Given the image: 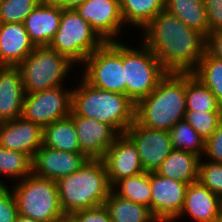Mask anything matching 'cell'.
<instances>
[{
	"mask_svg": "<svg viewBox=\"0 0 222 222\" xmlns=\"http://www.w3.org/2000/svg\"><path fill=\"white\" fill-rule=\"evenodd\" d=\"M143 31V43L167 73H193L206 52V37L166 10Z\"/></svg>",
	"mask_w": 222,
	"mask_h": 222,
	"instance_id": "6da1fadb",
	"label": "cell"
},
{
	"mask_svg": "<svg viewBox=\"0 0 222 222\" xmlns=\"http://www.w3.org/2000/svg\"><path fill=\"white\" fill-rule=\"evenodd\" d=\"M186 73H167L136 103L135 120L150 129L170 130L186 112Z\"/></svg>",
	"mask_w": 222,
	"mask_h": 222,
	"instance_id": "7a4b0ae2",
	"label": "cell"
},
{
	"mask_svg": "<svg viewBox=\"0 0 222 222\" xmlns=\"http://www.w3.org/2000/svg\"><path fill=\"white\" fill-rule=\"evenodd\" d=\"M61 208L71 213L104 205L112 191L102 159H87L78 171L56 181Z\"/></svg>",
	"mask_w": 222,
	"mask_h": 222,
	"instance_id": "3957f363",
	"label": "cell"
},
{
	"mask_svg": "<svg viewBox=\"0 0 222 222\" xmlns=\"http://www.w3.org/2000/svg\"><path fill=\"white\" fill-rule=\"evenodd\" d=\"M82 80L78 88L70 89L71 110L76 115L107 123L124 134L135 121L136 104L125 94L105 91Z\"/></svg>",
	"mask_w": 222,
	"mask_h": 222,
	"instance_id": "277c9868",
	"label": "cell"
},
{
	"mask_svg": "<svg viewBox=\"0 0 222 222\" xmlns=\"http://www.w3.org/2000/svg\"><path fill=\"white\" fill-rule=\"evenodd\" d=\"M18 212L39 222H61L67 219L59 201L55 181L31 173L12 189Z\"/></svg>",
	"mask_w": 222,
	"mask_h": 222,
	"instance_id": "5b68a950",
	"label": "cell"
},
{
	"mask_svg": "<svg viewBox=\"0 0 222 222\" xmlns=\"http://www.w3.org/2000/svg\"><path fill=\"white\" fill-rule=\"evenodd\" d=\"M74 65L66 56L50 46L35 49L17 66L21 72L26 93L63 86V77Z\"/></svg>",
	"mask_w": 222,
	"mask_h": 222,
	"instance_id": "8992f818",
	"label": "cell"
},
{
	"mask_svg": "<svg viewBox=\"0 0 222 222\" xmlns=\"http://www.w3.org/2000/svg\"><path fill=\"white\" fill-rule=\"evenodd\" d=\"M104 41L73 9H62L60 25L50 47L73 63H84L86 58Z\"/></svg>",
	"mask_w": 222,
	"mask_h": 222,
	"instance_id": "52a82bcc",
	"label": "cell"
},
{
	"mask_svg": "<svg viewBox=\"0 0 222 222\" xmlns=\"http://www.w3.org/2000/svg\"><path fill=\"white\" fill-rule=\"evenodd\" d=\"M140 49L123 45L126 96L135 104L148 96L167 74L158 58L144 43Z\"/></svg>",
	"mask_w": 222,
	"mask_h": 222,
	"instance_id": "ba28073f",
	"label": "cell"
},
{
	"mask_svg": "<svg viewBox=\"0 0 222 222\" xmlns=\"http://www.w3.org/2000/svg\"><path fill=\"white\" fill-rule=\"evenodd\" d=\"M84 66L83 78L90 85L126 95L122 43L104 42L86 58Z\"/></svg>",
	"mask_w": 222,
	"mask_h": 222,
	"instance_id": "9c48e42d",
	"label": "cell"
},
{
	"mask_svg": "<svg viewBox=\"0 0 222 222\" xmlns=\"http://www.w3.org/2000/svg\"><path fill=\"white\" fill-rule=\"evenodd\" d=\"M72 91L62 86L26 93L23 101L22 117L39 124L42 128L70 116Z\"/></svg>",
	"mask_w": 222,
	"mask_h": 222,
	"instance_id": "30bf717a",
	"label": "cell"
},
{
	"mask_svg": "<svg viewBox=\"0 0 222 222\" xmlns=\"http://www.w3.org/2000/svg\"><path fill=\"white\" fill-rule=\"evenodd\" d=\"M124 134L136 146L145 172H155L173 150L168 130L150 129L135 120Z\"/></svg>",
	"mask_w": 222,
	"mask_h": 222,
	"instance_id": "8fae6325",
	"label": "cell"
},
{
	"mask_svg": "<svg viewBox=\"0 0 222 222\" xmlns=\"http://www.w3.org/2000/svg\"><path fill=\"white\" fill-rule=\"evenodd\" d=\"M188 185L160 176L156 172H150L151 214L153 217L163 222L179 219Z\"/></svg>",
	"mask_w": 222,
	"mask_h": 222,
	"instance_id": "7c38bea8",
	"label": "cell"
},
{
	"mask_svg": "<svg viewBox=\"0 0 222 222\" xmlns=\"http://www.w3.org/2000/svg\"><path fill=\"white\" fill-rule=\"evenodd\" d=\"M75 10L104 42L115 41L113 37L118 35L125 24L120 0H87Z\"/></svg>",
	"mask_w": 222,
	"mask_h": 222,
	"instance_id": "4fadbf2b",
	"label": "cell"
},
{
	"mask_svg": "<svg viewBox=\"0 0 222 222\" xmlns=\"http://www.w3.org/2000/svg\"><path fill=\"white\" fill-rule=\"evenodd\" d=\"M73 119L81 151L89 159H102L108 147L120 135L107 123L76 115L72 110Z\"/></svg>",
	"mask_w": 222,
	"mask_h": 222,
	"instance_id": "5bb4252c",
	"label": "cell"
},
{
	"mask_svg": "<svg viewBox=\"0 0 222 222\" xmlns=\"http://www.w3.org/2000/svg\"><path fill=\"white\" fill-rule=\"evenodd\" d=\"M87 159L84 153L65 152L42 145L32 159V173L56 182L78 171Z\"/></svg>",
	"mask_w": 222,
	"mask_h": 222,
	"instance_id": "9a60e30c",
	"label": "cell"
},
{
	"mask_svg": "<svg viewBox=\"0 0 222 222\" xmlns=\"http://www.w3.org/2000/svg\"><path fill=\"white\" fill-rule=\"evenodd\" d=\"M102 160L112 187L122 178L145 172L136 146L125 134H120L115 139Z\"/></svg>",
	"mask_w": 222,
	"mask_h": 222,
	"instance_id": "2e32d148",
	"label": "cell"
},
{
	"mask_svg": "<svg viewBox=\"0 0 222 222\" xmlns=\"http://www.w3.org/2000/svg\"><path fill=\"white\" fill-rule=\"evenodd\" d=\"M43 145V128L22 116L0 123V147L23 152L33 159Z\"/></svg>",
	"mask_w": 222,
	"mask_h": 222,
	"instance_id": "e0dca14e",
	"label": "cell"
},
{
	"mask_svg": "<svg viewBox=\"0 0 222 222\" xmlns=\"http://www.w3.org/2000/svg\"><path fill=\"white\" fill-rule=\"evenodd\" d=\"M62 16L52 0L41 1L24 21L25 29L35 47L50 46L58 31Z\"/></svg>",
	"mask_w": 222,
	"mask_h": 222,
	"instance_id": "ac0fdd59",
	"label": "cell"
},
{
	"mask_svg": "<svg viewBox=\"0 0 222 222\" xmlns=\"http://www.w3.org/2000/svg\"><path fill=\"white\" fill-rule=\"evenodd\" d=\"M26 92L17 66H0V123L22 116Z\"/></svg>",
	"mask_w": 222,
	"mask_h": 222,
	"instance_id": "d6986e66",
	"label": "cell"
},
{
	"mask_svg": "<svg viewBox=\"0 0 222 222\" xmlns=\"http://www.w3.org/2000/svg\"><path fill=\"white\" fill-rule=\"evenodd\" d=\"M189 214L196 222H213L222 214V198L198 181L188 185L180 216Z\"/></svg>",
	"mask_w": 222,
	"mask_h": 222,
	"instance_id": "ffe728a7",
	"label": "cell"
},
{
	"mask_svg": "<svg viewBox=\"0 0 222 222\" xmlns=\"http://www.w3.org/2000/svg\"><path fill=\"white\" fill-rule=\"evenodd\" d=\"M34 49L24 23H0V66H18Z\"/></svg>",
	"mask_w": 222,
	"mask_h": 222,
	"instance_id": "44dd1931",
	"label": "cell"
},
{
	"mask_svg": "<svg viewBox=\"0 0 222 222\" xmlns=\"http://www.w3.org/2000/svg\"><path fill=\"white\" fill-rule=\"evenodd\" d=\"M200 159L194 153L173 149L155 172L160 176L191 184L198 180Z\"/></svg>",
	"mask_w": 222,
	"mask_h": 222,
	"instance_id": "7402d4cb",
	"label": "cell"
},
{
	"mask_svg": "<svg viewBox=\"0 0 222 222\" xmlns=\"http://www.w3.org/2000/svg\"><path fill=\"white\" fill-rule=\"evenodd\" d=\"M165 10L205 37L209 34L204 0H165Z\"/></svg>",
	"mask_w": 222,
	"mask_h": 222,
	"instance_id": "603a6c76",
	"label": "cell"
},
{
	"mask_svg": "<svg viewBox=\"0 0 222 222\" xmlns=\"http://www.w3.org/2000/svg\"><path fill=\"white\" fill-rule=\"evenodd\" d=\"M43 145L65 152L83 153L80 149L73 119L70 116L43 128Z\"/></svg>",
	"mask_w": 222,
	"mask_h": 222,
	"instance_id": "cb8c5ba5",
	"label": "cell"
},
{
	"mask_svg": "<svg viewBox=\"0 0 222 222\" xmlns=\"http://www.w3.org/2000/svg\"><path fill=\"white\" fill-rule=\"evenodd\" d=\"M104 206L112 222H163L155 219L149 208L118 196L114 189L107 197Z\"/></svg>",
	"mask_w": 222,
	"mask_h": 222,
	"instance_id": "d4e9b609",
	"label": "cell"
},
{
	"mask_svg": "<svg viewBox=\"0 0 222 222\" xmlns=\"http://www.w3.org/2000/svg\"><path fill=\"white\" fill-rule=\"evenodd\" d=\"M120 6L124 22L144 29L165 10V0H120Z\"/></svg>",
	"mask_w": 222,
	"mask_h": 222,
	"instance_id": "484cf974",
	"label": "cell"
},
{
	"mask_svg": "<svg viewBox=\"0 0 222 222\" xmlns=\"http://www.w3.org/2000/svg\"><path fill=\"white\" fill-rule=\"evenodd\" d=\"M186 110L222 111L214 94L193 73H186Z\"/></svg>",
	"mask_w": 222,
	"mask_h": 222,
	"instance_id": "4316f807",
	"label": "cell"
},
{
	"mask_svg": "<svg viewBox=\"0 0 222 222\" xmlns=\"http://www.w3.org/2000/svg\"><path fill=\"white\" fill-rule=\"evenodd\" d=\"M115 186L119 187V190H114L118 196L144 205L151 212L150 172L122 178L113 185L112 189Z\"/></svg>",
	"mask_w": 222,
	"mask_h": 222,
	"instance_id": "83f0119b",
	"label": "cell"
},
{
	"mask_svg": "<svg viewBox=\"0 0 222 222\" xmlns=\"http://www.w3.org/2000/svg\"><path fill=\"white\" fill-rule=\"evenodd\" d=\"M169 134L173 149L191 152L200 158L204 155L205 139L185 119L179 120Z\"/></svg>",
	"mask_w": 222,
	"mask_h": 222,
	"instance_id": "f1b7e54d",
	"label": "cell"
},
{
	"mask_svg": "<svg viewBox=\"0 0 222 222\" xmlns=\"http://www.w3.org/2000/svg\"><path fill=\"white\" fill-rule=\"evenodd\" d=\"M193 74L210 89L222 106V60L205 52Z\"/></svg>",
	"mask_w": 222,
	"mask_h": 222,
	"instance_id": "f546056e",
	"label": "cell"
},
{
	"mask_svg": "<svg viewBox=\"0 0 222 222\" xmlns=\"http://www.w3.org/2000/svg\"><path fill=\"white\" fill-rule=\"evenodd\" d=\"M32 173V159L23 152L0 147V174L22 180Z\"/></svg>",
	"mask_w": 222,
	"mask_h": 222,
	"instance_id": "4dcf8cb0",
	"label": "cell"
},
{
	"mask_svg": "<svg viewBox=\"0 0 222 222\" xmlns=\"http://www.w3.org/2000/svg\"><path fill=\"white\" fill-rule=\"evenodd\" d=\"M39 3V0H2L0 23H24L26 17Z\"/></svg>",
	"mask_w": 222,
	"mask_h": 222,
	"instance_id": "1f68e13d",
	"label": "cell"
},
{
	"mask_svg": "<svg viewBox=\"0 0 222 222\" xmlns=\"http://www.w3.org/2000/svg\"><path fill=\"white\" fill-rule=\"evenodd\" d=\"M184 119L206 140L222 120V111L186 110Z\"/></svg>",
	"mask_w": 222,
	"mask_h": 222,
	"instance_id": "d6a6232c",
	"label": "cell"
},
{
	"mask_svg": "<svg viewBox=\"0 0 222 222\" xmlns=\"http://www.w3.org/2000/svg\"><path fill=\"white\" fill-rule=\"evenodd\" d=\"M197 181L222 198V163L199 160Z\"/></svg>",
	"mask_w": 222,
	"mask_h": 222,
	"instance_id": "836d02e7",
	"label": "cell"
},
{
	"mask_svg": "<svg viewBox=\"0 0 222 222\" xmlns=\"http://www.w3.org/2000/svg\"><path fill=\"white\" fill-rule=\"evenodd\" d=\"M18 215L14 192L0 181V222H16Z\"/></svg>",
	"mask_w": 222,
	"mask_h": 222,
	"instance_id": "e575fe53",
	"label": "cell"
},
{
	"mask_svg": "<svg viewBox=\"0 0 222 222\" xmlns=\"http://www.w3.org/2000/svg\"><path fill=\"white\" fill-rule=\"evenodd\" d=\"M68 222H112L104 205L71 213Z\"/></svg>",
	"mask_w": 222,
	"mask_h": 222,
	"instance_id": "d590c367",
	"label": "cell"
},
{
	"mask_svg": "<svg viewBox=\"0 0 222 222\" xmlns=\"http://www.w3.org/2000/svg\"><path fill=\"white\" fill-rule=\"evenodd\" d=\"M212 162L222 163V120L213 134L205 140V153Z\"/></svg>",
	"mask_w": 222,
	"mask_h": 222,
	"instance_id": "8d00e7d4",
	"label": "cell"
},
{
	"mask_svg": "<svg viewBox=\"0 0 222 222\" xmlns=\"http://www.w3.org/2000/svg\"><path fill=\"white\" fill-rule=\"evenodd\" d=\"M209 33L222 30V0H204Z\"/></svg>",
	"mask_w": 222,
	"mask_h": 222,
	"instance_id": "74e56055",
	"label": "cell"
},
{
	"mask_svg": "<svg viewBox=\"0 0 222 222\" xmlns=\"http://www.w3.org/2000/svg\"><path fill=\"white\" fill-rule=\"evenodd\" d=\"M206 52L222 60V30L209 33L206 37Z\"/></svg>",
	"mask_w": 222,
	"mask_h": 222,
	"instance_id": "f35d334b",
	"label": "cell"
},
{
	"mask_svg": "<svg viewBox=\"0 0 222 222\" xmlns=\"http://www.w3.org/2000/svg\"><path fill=\"white\" fill-rule=\"evenodd\" d=\"M52 1L62 9L75 10L78 6H80L87 0H52Z\"/></svg>",
	"mask_w": 222,
	"mask_h": 222,
	"instance_id": "ab89813d",
	"label": "cell"
},
{
	"mask_svg": "<svg viewBox=\"0 0 222 222\" xmlns=\"http://www.w3.org/2000/svg\"><path fill=\"white\" fill-rule=\"evenodd\" d=\"M16 222H39V221H36L30 217H27V216H24V215H18L17 216V219H16Z\"/></svg>",
	"mask_w": 222,
	"mask_h": 222,
	"instance_id": "60d3db41",
	"label": "cell"
},
{
	"mask_svg": "<svg viewBox=\"0 0 222 222\" xmlns=\"http://www.w3.org/2000/svg\"><path fill=\"white\" fill-rule=\"evenodd\" d=\"M213 222H222V214L217 219H215Z\"/></svg>",
	"mask_w": 222,
	"mask_h": 222,
	"instance_id": "b9f144b4",
	"label": "cell"
}]
</instances>
